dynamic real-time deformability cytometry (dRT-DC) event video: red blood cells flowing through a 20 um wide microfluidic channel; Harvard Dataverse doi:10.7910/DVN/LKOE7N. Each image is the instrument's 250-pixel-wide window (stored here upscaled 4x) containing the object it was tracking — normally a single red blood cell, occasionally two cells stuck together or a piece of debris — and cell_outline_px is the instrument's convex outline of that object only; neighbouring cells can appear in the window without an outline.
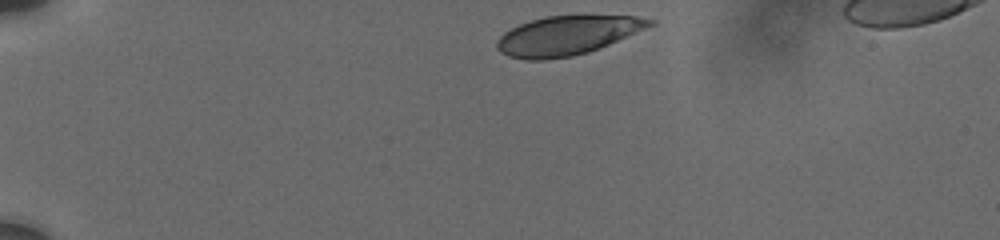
{"species": "human", "species_latin": "Homo sapiens", "temperature_condition": "cold", "stored_images_in_passage": 2, "camera_frame_rate_fps": 3000, "um_per_image_px": 0.085, "donor": {"sex": "male"}, "frame": {"image": 1, "passage_image": 1, "time_ms": 0.0, "image_size_px": [1000, 240], "cell_outline_px": [[656, 20], [652, 24], [608, 44], [588, 52], [572, 56], [540, 60], [528, 60], [508, 56], [500, 52], [496, 48], [496, 44], [500, 36], [504, 32], [520, 24], [544, 16], [584, 12], [636, 16]], "centroid_in_image_um": [48.2, 2.95], "position_along_channel_um": 36.8, "area_um2": 35.43}}